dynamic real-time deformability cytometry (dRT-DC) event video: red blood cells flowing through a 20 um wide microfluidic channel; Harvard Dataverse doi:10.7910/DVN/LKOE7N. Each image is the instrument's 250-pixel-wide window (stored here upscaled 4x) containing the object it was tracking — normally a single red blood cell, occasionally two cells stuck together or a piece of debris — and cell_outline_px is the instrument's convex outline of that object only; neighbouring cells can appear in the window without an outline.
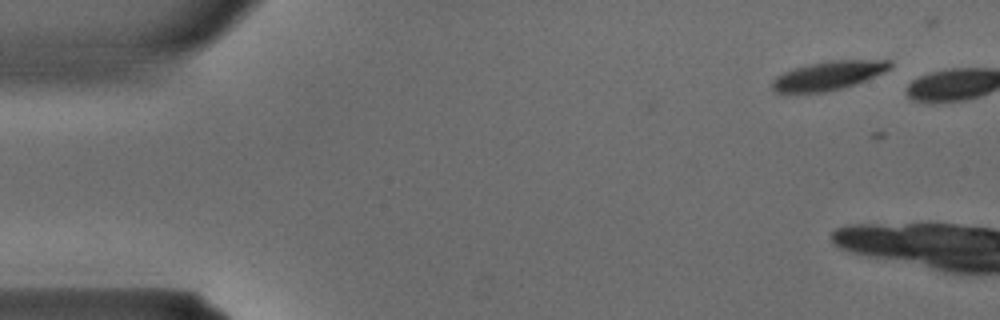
{"species": "common noctule bat (a hibernating species)", "species_latin": "Nyctalus noctula", "temperature_condition": "warm", "stored_images_in_passage": 2, "camera_frame_rate_fps": 3000, "um_per_image_px": 0.085, "animal": {"sex": "male", "body_mass_g": 15.6}, "frame": {"image": 1, "passage_image": 1, "time_ms": 0.0, "image_size_px": [1000, 320], "cell_outline_px": [[892, 68], [884, 72], [856, 84], [844, 88], [824, 92], [776, 92], [772, 88], [772, 80], [776, 76], [792, 68], [808, 64], [828, 60], [892, 60]], "centroid_in_image_um": [70.44, 6.41], "position_along_channel_um": 14.6, "area_um2": 19.88}}